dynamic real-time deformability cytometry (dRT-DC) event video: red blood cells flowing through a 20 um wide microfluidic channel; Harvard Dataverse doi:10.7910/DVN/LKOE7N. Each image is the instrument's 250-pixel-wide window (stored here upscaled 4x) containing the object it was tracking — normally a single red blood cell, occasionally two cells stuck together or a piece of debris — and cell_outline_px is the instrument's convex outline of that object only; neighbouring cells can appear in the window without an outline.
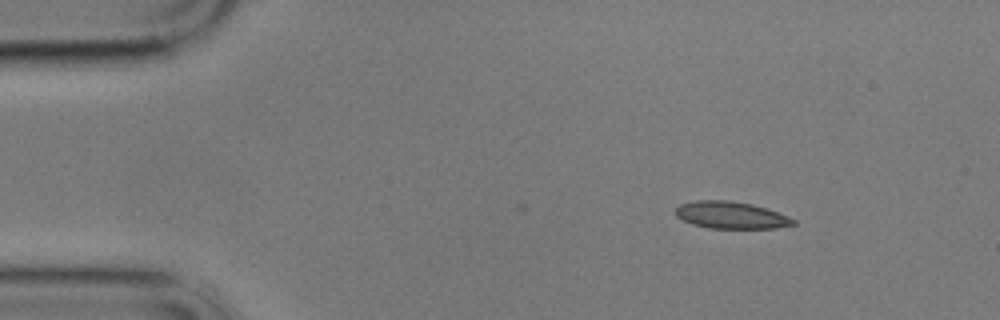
{"species": "common noctule bat (a hibernating species)", "species_latin": "Nyctalus noctula", "temperature_condition": "cold", "stored_images_in_passage": 4, "camera_frame_rate_fps": 3000, "um_per_image_px": 0.085, "animal": {"sex": "male", "body_mass_g": 17.9}, "frame": {"image": 1, "passage_image": 4, "time_ms": 1.0, "image_size_px": [1000, 320], "cell_outline_px": [[796, 224], [776, 228], [708, 228], [692, 224], [676, 216], [676, 208], [680, 204], [696, 200], [728, 200], [752, 204], [788, 216], [796, 220]], "centroid_in_image_um": [62.13, 18.29], "position_along_channel_um": 22.9, "area_um2": 18.44}}